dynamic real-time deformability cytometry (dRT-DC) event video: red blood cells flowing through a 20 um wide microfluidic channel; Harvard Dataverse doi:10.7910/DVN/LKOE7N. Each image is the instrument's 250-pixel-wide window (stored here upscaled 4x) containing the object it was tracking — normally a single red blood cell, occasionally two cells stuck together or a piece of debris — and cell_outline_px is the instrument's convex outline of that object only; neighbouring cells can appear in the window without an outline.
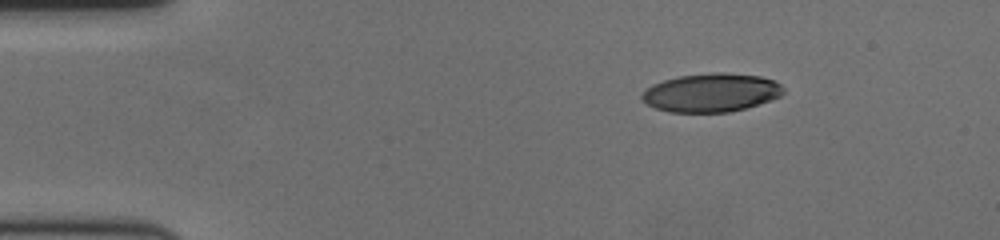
{"species": "human", "species_latin": "Homo sapiens", "temperature_condition": "cold", "stored_images_in_passage": 51, "camera_frame_rate_fps": 3000, "um_per_image_px": 0.085, "donor": {"sex": "female"}, "frame": {"image": 1, "passage_image": 1, "time_ms": 0.0, "image_size_px": [1000, 240], "cell_outline_px": [[784, 92], [780, 96], [744, 108], [728, 112], [668, 112], [656, 108], [648, 104], [640, 96], [652, 84], [676, 76], [712, 72], [724, 72], [760, 76], [776, 80], [784, 88]], "centroid_in_image_um": [60.45, 7.85], "position_along_channel_um": 24.5, "area_um2": 31.67}}
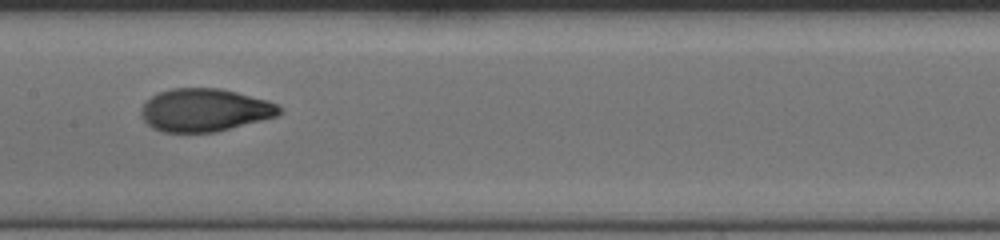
{"frame": {"image": 2, "passage_image": 22, "time_ms": 7.0, "image_size_px": [1000, 240], "cell_outline_px": [[284, 112], [276, 116], [216, 132], [164, 132], [152, 128], [140, 116], [140, 108], [152, 96], [160, 92], [172, 88], [220, 88], [268, 100], [284, 108]], "centroid_in_image_um": [17.41, 9.35], "position_along_channel_um": 190.0, "area_um2": 34.56}}
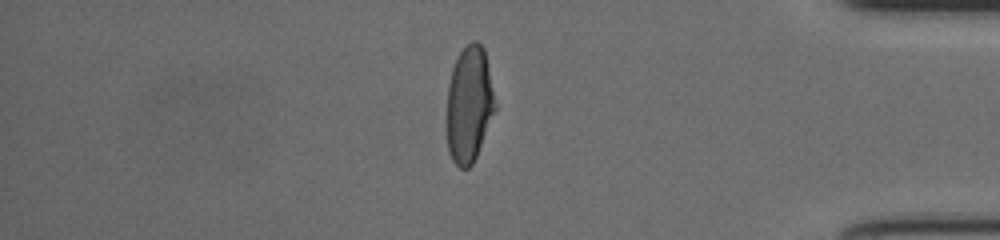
{"frame": {"image": 3, "passage_image": 42, "time_ms": 13.667, "image_size_px": [1000, 240], "cell_outline_px": [[496, 108], [476, 156], [472, 164], [468, 168], [460, 168], [452, 160], [448, 152], [448, 84], [452, 68], [460, 52], [472, 40], [476, 40], [484, 48], [496, 104]], "centroid_in_image_um": [39.88, 8.87], "position_along_channel_um": 395.3, "area_um2": 32.25}, "authors_computed_cell_mechanics": {"area_um2": 34.102, "velocity_mm_per_s": 3.5401, "shape_relaxation_time_tau1_ms": 4.7876, "shape_relaxation_time_tau2_ms": 0.8723, "deformation_change_tau1": 0.2097, "deformation_change_tau2": 0.0517}}